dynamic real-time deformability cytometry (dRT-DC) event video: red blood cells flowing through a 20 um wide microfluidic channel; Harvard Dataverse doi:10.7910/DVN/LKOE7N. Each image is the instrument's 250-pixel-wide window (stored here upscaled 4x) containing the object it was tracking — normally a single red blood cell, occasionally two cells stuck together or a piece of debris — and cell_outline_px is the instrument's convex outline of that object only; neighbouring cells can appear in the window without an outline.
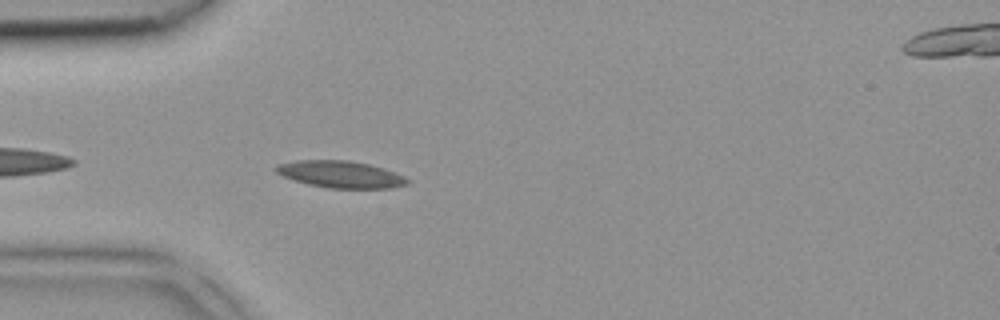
{"species": "common noctule bat (a hibernating species)", "species_latin": "Nyctalus noctula", "temperature_condition": "room temperature", "stored_images_in_passage": 3, "camera_frame_rate_fps": 3000, "um_per_image_px": 0.085, "animal": {"sex": "female", "body_mass_g": 18.4}, "frame": {"image": 1, "passage_image": 3, "time_ms": 0.667, "image_size_px": [1000, 320], "cell_outline_px": [[412, 180], [408, 184], [392, 188], [328, 188], [308, 184], [284, 176], [276, 172], [272, 168], [276, 164], [296, 160], [348, 160], [368, 164], [384, 168], [404, 176]], "centroid_in_image_um": [28.96, 14.81], "position_along_channel_um": 56.0, "area_um2": 20.69}}